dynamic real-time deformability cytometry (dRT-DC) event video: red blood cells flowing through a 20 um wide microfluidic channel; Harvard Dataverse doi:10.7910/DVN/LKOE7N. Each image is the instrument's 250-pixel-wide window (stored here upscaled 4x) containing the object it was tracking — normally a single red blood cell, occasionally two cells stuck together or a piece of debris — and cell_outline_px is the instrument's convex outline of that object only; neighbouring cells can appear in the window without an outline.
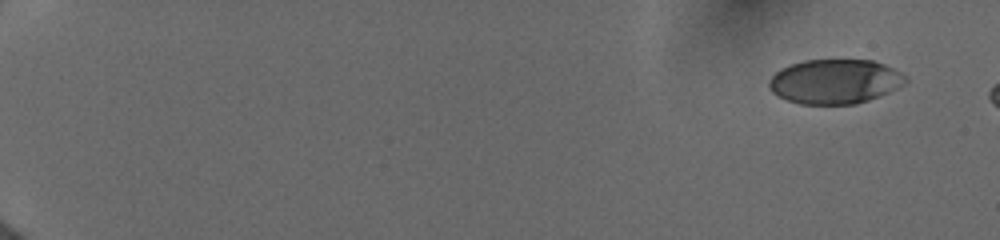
{"species": "human", "species_latin": "Homo sapiens", "temperature_condition": "cold", "stored_images_in_passage": 11, "camera_frame_rate_fps": 3000, "um_per_image_px": 0.085, "donor": {"sex": "female"}, "frame": {"image": 1, "passage_image": 1, "time_ms": 0.0, "image_size_px": [1000, 240], "cell_outline_px": [[908, 80], [904, 84], [868, 100], [856, 104], [800, 104], [776, 96], [772, 92], [768, 84], [768, 80], [780, 68], [804, 60], [872, 60], [884, 64], [900, 72]], "centroid_in_image_um": [70.92, 6.93], "position_along_channel_um": 14.1, "area_um2": 35.2}}